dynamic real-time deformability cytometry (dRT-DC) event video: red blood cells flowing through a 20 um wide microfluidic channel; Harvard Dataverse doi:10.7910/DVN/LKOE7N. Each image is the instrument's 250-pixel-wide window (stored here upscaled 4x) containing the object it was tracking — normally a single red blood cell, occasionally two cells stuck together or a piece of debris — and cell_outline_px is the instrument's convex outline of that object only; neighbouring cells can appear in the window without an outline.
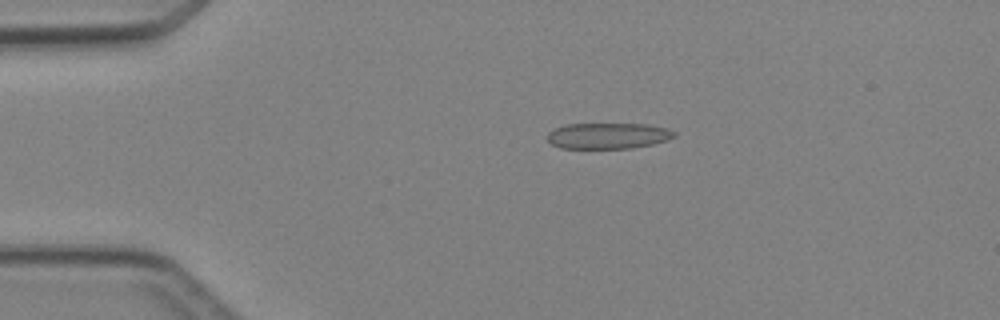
{"species": "Egyptian fruit bat (a non-hibernating species)", "species_latin": "Rousettus aegyptiacus", "temperature_condition": "cold", "stored_images_in_passage": 2, "camera_frame_rate_fps": 3000, "um_per_image_px": 0.085, "animal": {"sex": "female"}, "frame": {"image": 1, "passage_image": 1, "time_ms": 0.0, "image_size_px": [1000, 320], "cell_outline_px": [[676, 136], [652, 144], [632, 148], [560, 148], [552, 144], [548, 140], [548, 132], [564, 124], [644, 124], [668, 128], [676, 132]], "centroid_in_image_um": [51.67, 11.54], "position_along_channel_um": 33.3, "area_um2": 19.07}}